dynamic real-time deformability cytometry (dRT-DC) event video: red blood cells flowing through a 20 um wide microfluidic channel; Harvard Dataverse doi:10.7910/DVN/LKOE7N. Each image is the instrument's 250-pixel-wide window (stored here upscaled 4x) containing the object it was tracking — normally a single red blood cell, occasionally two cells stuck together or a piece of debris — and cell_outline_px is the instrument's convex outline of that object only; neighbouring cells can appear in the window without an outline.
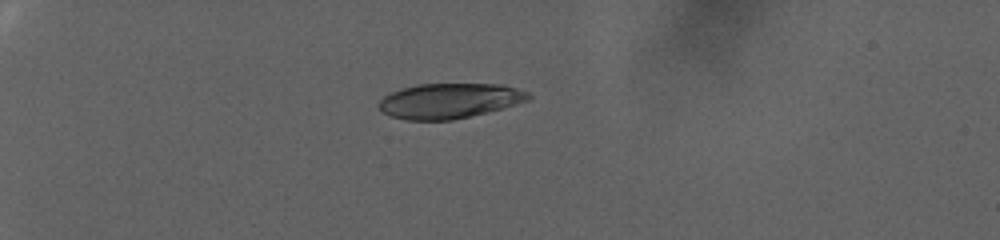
{"species": "human", "species_latin": "Homo sapiens", "temperature_condition": "warm", "stored_images_in_passage": 64, "camera_frame_rate_fps": 3000, "um_per_image_px": 0.085, "donor": {"sex": "female"}, "frame": {"image": 1, "passage_image": 1, "time_ms": 0.0, "image_size_px": [1000, 240], "cell_outline_px": [[532, 96], [528, 100], [500, 108], [452, 120], [408, 120], [388, 116], [380, 112], [376, 104], [384, 96], [400, 88], [416, 84], [504, 84], [528, 92]], "centroid_in_image_um": [38.12, 8.56], "position_along_channel_um": 46.9, "area_um2": 30.58}}
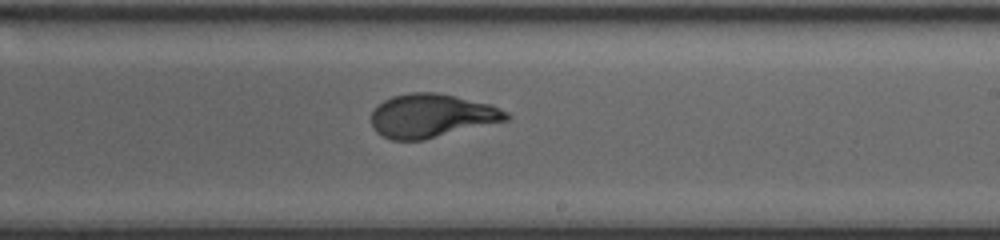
{"frame": {"image": 2, "passage_image": 34, "time_ms": 11.0, "image_size_px": [1000, 240], "cell_outline_px": [[512, 116], [508, 120], [424, 140], [392, 140], [376, 132], [372, 124], [372, 112], [384, 100], [392, 96], [408, 92], [436, 92], [492, 104], [508, 112]], "centroid_in_image_um": [36.72, 9.83], "position_along_channel_um": 252.3, "area_um2": 34.33}}
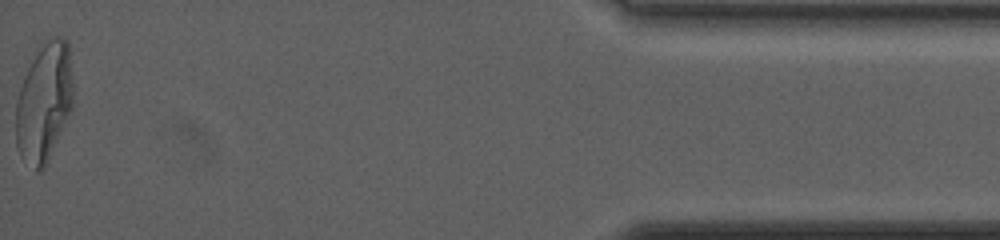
{"frame": {"image": 3, "passage_image": 64, "time_ms": 21.0, "image_size_px": [1000, 240], "cell_outline_px": [[72, 108], [48, 160], [44, 168], [40, 172], [36, 172], [20, 156], [16, 144], [16, 100], [24, 76], [32, 60], [44, 44], [48, 40], [56, 36], [68, 40], [72, 80]], "centroid_in_image_um": [3.74, 8.74], "position_along_channel_um": 431.5, "area_um2": 39.19}, "authors_computed_cell_mechanics": {"area_um2": 34.1598, "velocity_mm_per_s": 2.446, "shape_relaxation_time_tau1_ms": 7.5175, "shape_relaxation_time_tau2_ms": null, "deformation_change_tau1": 0.2587, "deformation_change_tau2": null}}